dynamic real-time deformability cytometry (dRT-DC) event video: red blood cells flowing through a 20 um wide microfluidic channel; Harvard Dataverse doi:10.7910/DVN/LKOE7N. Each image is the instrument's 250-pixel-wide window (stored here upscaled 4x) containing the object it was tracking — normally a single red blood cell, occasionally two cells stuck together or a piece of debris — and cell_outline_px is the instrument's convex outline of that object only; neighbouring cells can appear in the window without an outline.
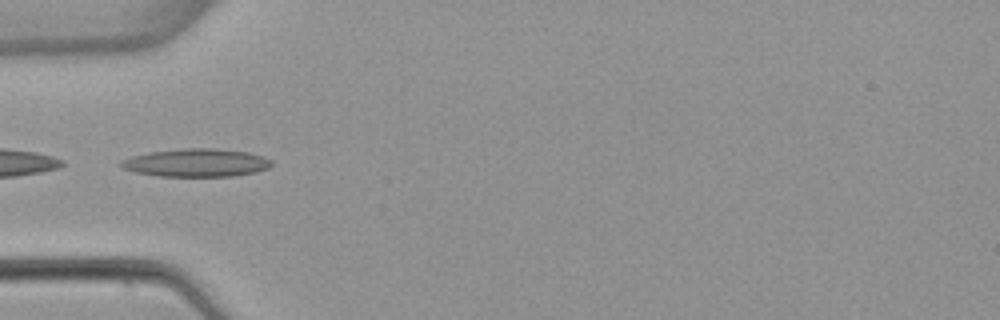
{"species": "common noctule bat (a hibernating species)", "species_latin": "Nyctalus noctula", "temperature_condition": "warm", "stored_images_in_passage": 6, "camera_frame_rate_fps": 3000, "um_per_image_px": 0.085, "animal": {"sex": "female", "body_mass_g": 22.7, "forearm_length_mm": 54.2}, "frame": {"image": 1, "passage_image": 4, "time_ms": 4.0, "image_size_px": [1000, 320], "cell_outline_px": [[272, 164], [268, 168], [256, 172], [232, 176], [160, 176], [136, 172], [124, 168], [120, 164], [120, 160], [132, 156], [148, 152], [188, 148], [216, 148], [248, 152], [264, 156], [272, 160]], "centroid_in_image_um": [16.72, 13.83], "position_along_channel_um": 68.3, "area_um2": 24.57}}
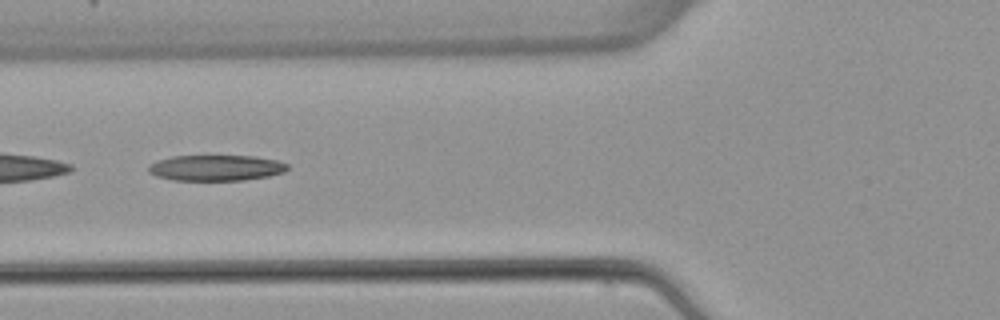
{"frame": {"image": 2, "passage_image": 5, "time_ms": 5.0, "image_size_px": [1000, 320], "cell_outline_px": [[288, 168], [284, 172], [268, 176], [244, 180], [172, 180], [156, 176], [148, 172], [148, 164], [156, 160], [172, 156], [256, 156], [276, 160], [288, 164]], "centroid_in_image_um": [18.32, 14.26], "position_along_channel_um": 107.5, "area_um2": 20.98}}
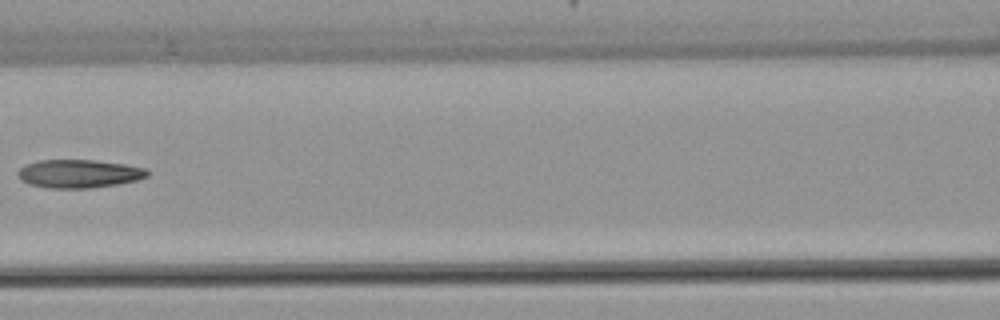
{"frame": {"image": 3, "passage_image": 6, "time_ms": 6.333, "image_size_px": [1000, 320], "cell_outline_px": [[152, 172], [148, 176], [136, 180], [116, 184], [88, 188], [48, 188], [32, 184], [20, 180], [16, 172], [24, 164], [40, 160], [96, 160], [124, 164], [148, 168]], "centroid_in_image_um": [6.73, 14.75], "position_along_channel_um": 159.9, "area_um2": 21.44}}